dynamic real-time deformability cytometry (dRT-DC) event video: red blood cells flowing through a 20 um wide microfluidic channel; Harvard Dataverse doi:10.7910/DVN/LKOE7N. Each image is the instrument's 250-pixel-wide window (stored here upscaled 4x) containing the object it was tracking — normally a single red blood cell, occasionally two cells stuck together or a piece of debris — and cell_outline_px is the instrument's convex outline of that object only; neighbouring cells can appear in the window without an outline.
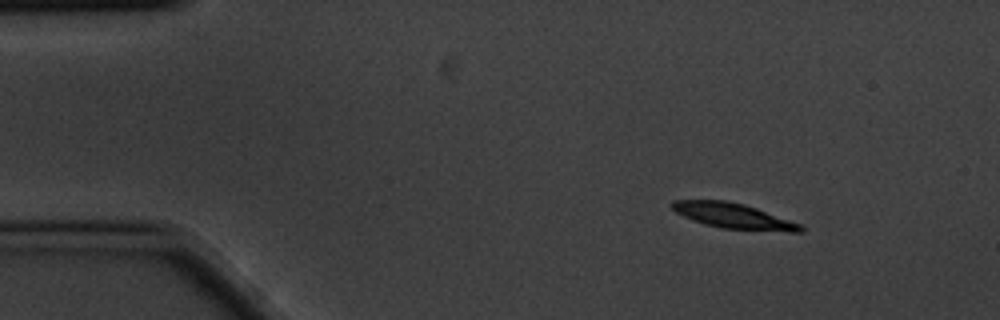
{"species": "common noctule bat (a hibernating species)", "species_latin": "Nyctalus noctula", "temperature_condition": "cold", "stored_images_in_passage": 7, "camera_frame_rate_fps": 3000, "um_per_image_px": 0.085, "animal": {"sex": "male", "body_mass_g": 20.1, "forearm_length_mm": 53.5}, "frame": {"image": 1, "passage_image": 1, "time_ms": 0.0, "image_size_px": [1000, 320], "cell_outline_px": [[804, 232], [788, 232], [720, 228], [704, 224], [692, 220], [676, 212], [672, 208], [672, 200], [724, 200], [744, 204], [756, 208], [800, 224], [804, 228]], "centroid_in_image_um": [62.34, 18.36], "position_along_channel_um": 22.7, "area_um2": 18.84}}
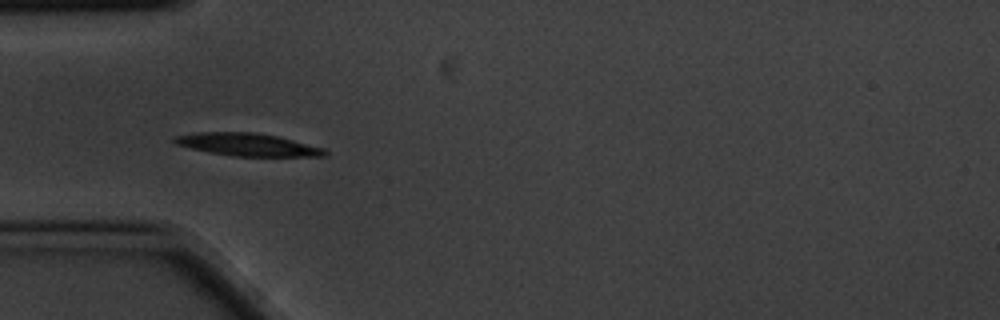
{"frame": {"image": 2, "passage_image": 4, "time_ms": 1.0, "image_size_px": [1000, 320], "cell_outline_px": [[328, 156], [232, 156], [192, 148], [176, 144], [172, 140], [172, 136], [192, 132], [256, 132], [276, 136], [324, 148], [328, 152]], "centroid_in_image_um": [21.01, 12.28], "position_along_channel_um": 64.0, "area_um2": 19.77}}